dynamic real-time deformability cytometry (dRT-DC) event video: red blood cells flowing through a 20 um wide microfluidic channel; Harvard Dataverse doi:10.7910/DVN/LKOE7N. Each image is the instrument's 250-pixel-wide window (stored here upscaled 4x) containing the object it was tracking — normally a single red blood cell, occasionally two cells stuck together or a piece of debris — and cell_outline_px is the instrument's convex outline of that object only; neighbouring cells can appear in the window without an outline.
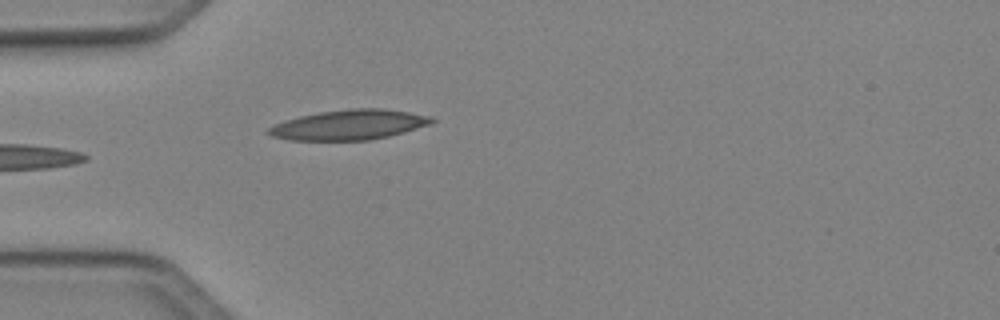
{"species": "Egyptian fruit bat (a non-hibernating species)", "species_latin": "Rousettus aegyptiacus", "temperature_condition": "cold", "stored_images_in_passage": 34, "camera_frame_rate_fps": 3000, "um_per_image_px": 0.085, "animal": {"sex": "female"}, "frame": {"image": 1, "passage_image": 1, "time_ms": 0.0, "image_size_px": [1000, 320], "cell_outline_px": [[436, 120], [432, 124], [404, 132], [388, 136], [368, 140], [288, 140], [272, 136], [264, 132], [272, 124], [284, 120], [300, 116], [320, 112], [352, 108], [384, 108], [432, 116]], "centroid_in_image_um": [29.66, 10.6], "position_along_channel_um": 55.3, "area_um2": 28.73}}
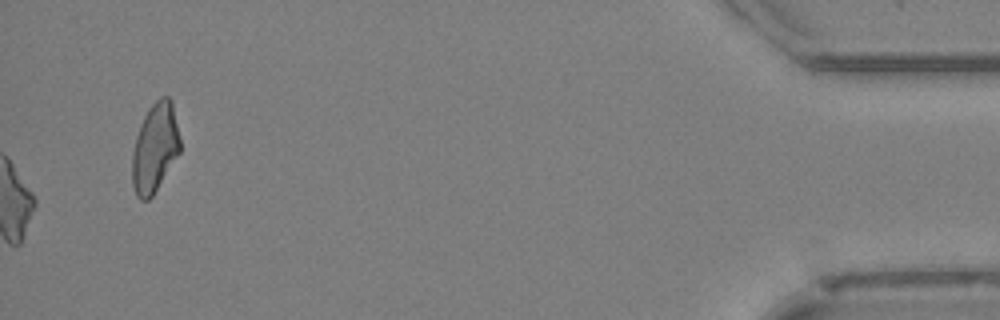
{"frame": {"image": 2, "passage_image": 34, "time_ms": 11.0, "image_size_px": [1000, 320], "cell_outline_px": [[180, 152], [152, 196], [148, 200], [140, 200], [136, 196], [132, 184], [132, 152], [136, 136], [140, 124], [148, 108], [160, 96], [168, 96], [172, 100], [180, 140]], "centroid_in_image_um": [13.16, 12.55], "position_along_channel_um": 422.0, "area_um2": 24.91}, "authors_computed_cell_mechanics": {"area_um2": 21.5594, "velocity_mm_per_s": 4.1234, "shape_relaxation_time_tau1_ms": null, "shape_relaxation_time_tau2_ms": 6.1684, "deformation_change_tau1": null, "deformation_change_tau2": 0.2185}}